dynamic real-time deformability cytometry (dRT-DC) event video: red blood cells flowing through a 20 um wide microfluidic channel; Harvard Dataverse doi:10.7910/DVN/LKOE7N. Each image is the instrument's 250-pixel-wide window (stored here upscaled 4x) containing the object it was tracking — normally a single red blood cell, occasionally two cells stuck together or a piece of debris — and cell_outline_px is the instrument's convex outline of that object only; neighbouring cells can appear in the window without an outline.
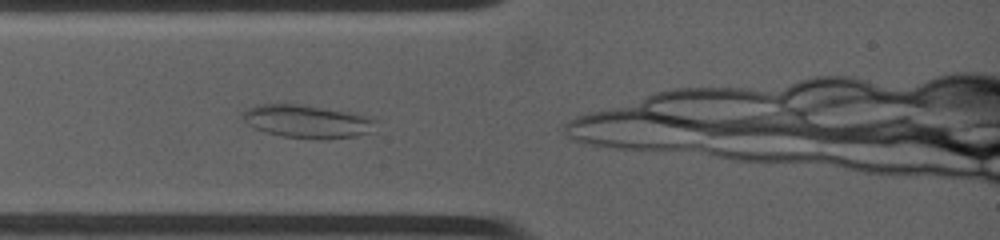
{"species": "common noctule bat (a hibernating species)", "species_latin": "Nyctalus noctula", "temperature_condition": "warm", "stored_images_in_passage": 1, "camera_frame_rate_fps": 4500, "um_per_image_px": 0.085, "animal": {"sex": "female", "body_mass_g": 19.0, "forearm_length_mm": 53.3}, "frame": {"image": 1, "passage_image": 1, "time_ms": 0.0, "image_size_px": [1000, 240], "cell_outline_px": [[372, 120], [368, 132], [356, 136], [320, 140], [284, 136], [264, 132], [248, 124], [240, 116], [248, 108], [260, 104], [296, 104], [348, 112], [372, 116]], "centroid_in_image_um": [26.04, 10.33], "position_along_channel_um": 59.0, "area_um2": 25.09}}